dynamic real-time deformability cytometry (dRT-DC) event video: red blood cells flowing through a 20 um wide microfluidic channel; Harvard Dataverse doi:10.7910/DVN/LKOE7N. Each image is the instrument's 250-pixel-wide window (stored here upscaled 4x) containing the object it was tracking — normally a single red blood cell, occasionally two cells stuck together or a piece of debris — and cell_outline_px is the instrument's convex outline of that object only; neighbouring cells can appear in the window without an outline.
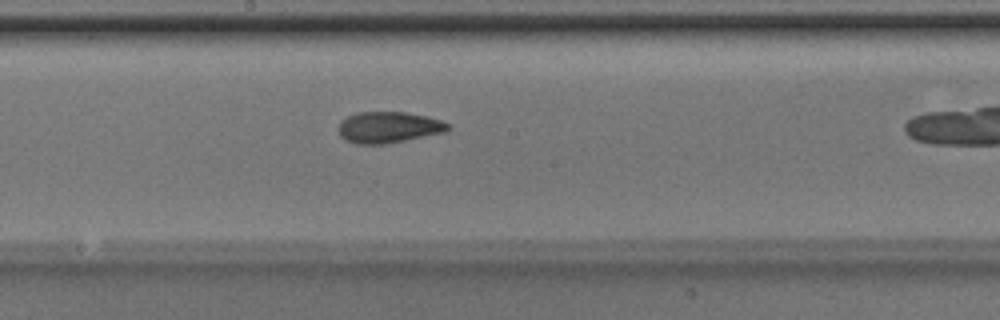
{"species": "Egyptian fruit bat (a non-hibernating species)", "species_latin": "Rousettus aegyptiacus", "temperature_condition": "room temperature", "stored_images_in_passage": 32, "camera_frame_rate_fps": 3000, "um_per_image_px": 0.085, "animal": {"sex": "male"}, "frame": {"image": 1, "passage_image": 19, "time_ms": 6.0, "image_size_px": [1000, 320], "cell_outline_px": [[448, 128], [444, 132], [384, 144], [356, 144], [344, 140], [340, 136], [340, 120], [356, 112], [404, 112], [424, 116], [440, 120], [448, 124]], "centroid_in_image_um": [32.96, 10.82], "position_along_channel_um": 215.2, "area_um2": 19.59}}
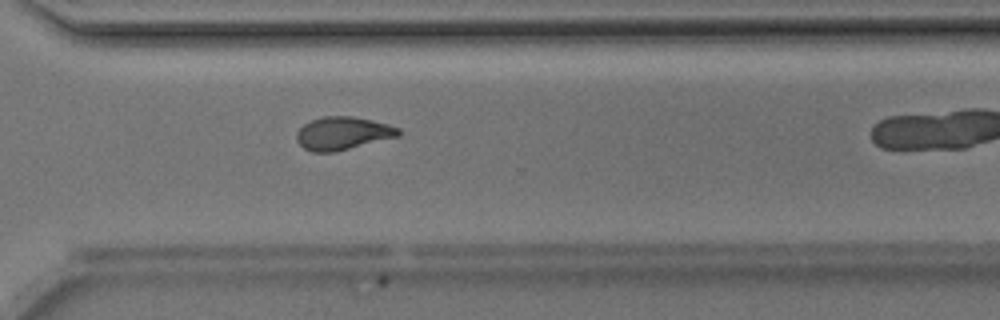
{"frame": {"image": 2, "passage_image": 28, "time_ms": 9.0, "image_size_px": [1000, 320], "cell_outline_px": [[400, 136], [336, 152], [312, 152], [304, 148], [296, 140], [296, 132], [304, 124], [312, 120], [324, 116], [352, 116], [372, 120], [388, 124], [400, 128]], "centroid_in_image_um": [29.14, 11.34], "position_along_channel_um": 341.5, "area_um2": 19.71}}